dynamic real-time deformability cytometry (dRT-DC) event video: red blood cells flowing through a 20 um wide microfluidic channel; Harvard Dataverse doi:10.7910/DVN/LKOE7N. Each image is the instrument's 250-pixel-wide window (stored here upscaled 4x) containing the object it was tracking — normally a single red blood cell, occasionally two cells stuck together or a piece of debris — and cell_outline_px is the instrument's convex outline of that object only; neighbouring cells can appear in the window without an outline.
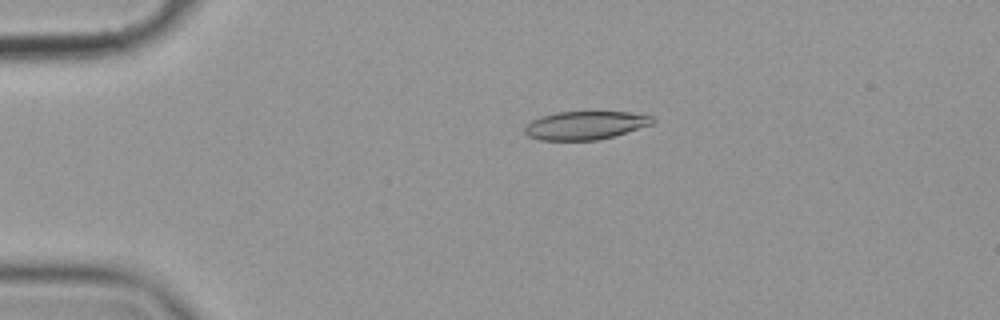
{"species": "common noctule bat (a hibernating species)", "species_latin": "Nyctalus noctula", "temperature_condition": "cold", "stored_images_in_passage": 49, "camera_frame_rate_fps": 3000, "um_per_image_px": 0.085, "animal": {"sex": "female", "body_mass_g": 19.9}, "frame": {"image": 1, "passage_image": 5, "time_ms": 1.333, "image_size_px": [1000, 320], "cell_outline_px": [[656, 120], [652, 124], [612, 136], [596, 140], [540, 140], [528, 136], [524, 132], [524, 128], [532, 120], [540, 116], [556, 112], [628, 112], [652, 116]], "centroid_in_image_um": [49.72, 10.65], "position_along_channel_um": 35.3, "area_um2": 20.92}}
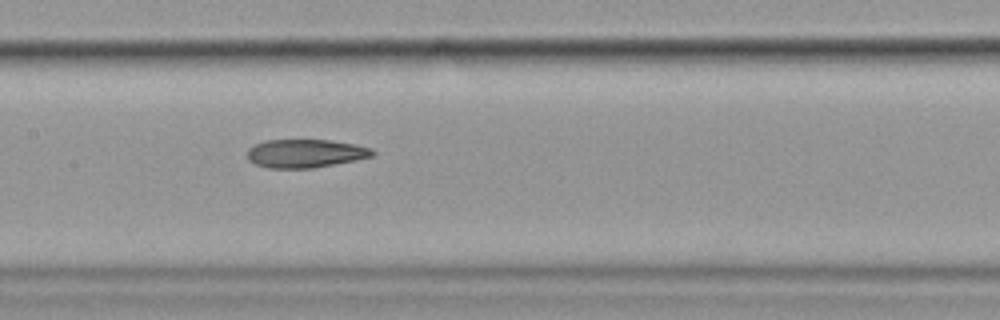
{"frame": {"image": 2, "passage_image": 21, "time_ms": 6.667, "image_size_px": [1000, 320], "cell_outline_px": [[376, 152], [372, 156], [356, 160], [312, 168], [268, 168], [256, 164], [248, 160], [248, 148], [252, 144], [264, 140], [332, 140], [356, 144], [372, 148]], "centroid_in_image_um": [25.95, 13.03], "position_along_channel_um": 181.4, "area_um2": 20.87}}
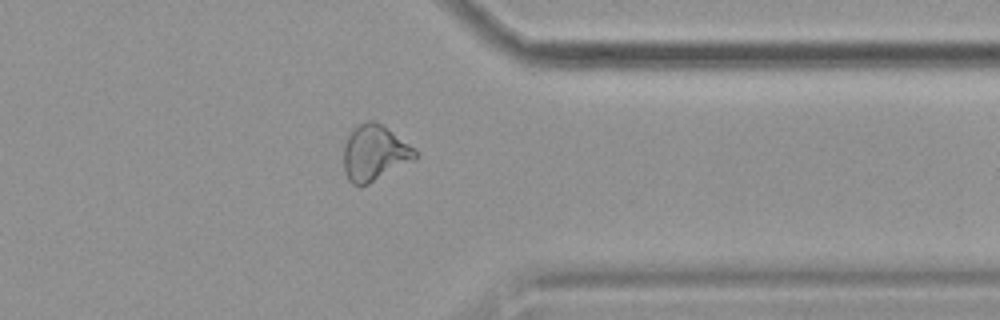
{"frame": {"image": 3, "passage_image": 38, "time_ms": 12.333, "image_size_px": [1000, 320], "cell_outline_px": [[420, 156], [416, 160], [360, 188], [352, 184], [348, 180], [344, 172], [344, 144], [352, 128], [368, 120], [372, 120], [380, 124], [408, 144]], "centroid_in_image_um": [31.81, 13.05], "position_along_channel_um": 379.6, "area_um2": 23.24}, "authors_computed_cell_mechanics": {"area_um2": 22.253, "velocity_mm_per_s": 3.588, "shape_relaxation_time_tau1_ms": null, "shape_relaxation_time_tau2_ms": 4.4043, "deformation_change_tau1": null, "deformation_change_tau2": 0.1269}}